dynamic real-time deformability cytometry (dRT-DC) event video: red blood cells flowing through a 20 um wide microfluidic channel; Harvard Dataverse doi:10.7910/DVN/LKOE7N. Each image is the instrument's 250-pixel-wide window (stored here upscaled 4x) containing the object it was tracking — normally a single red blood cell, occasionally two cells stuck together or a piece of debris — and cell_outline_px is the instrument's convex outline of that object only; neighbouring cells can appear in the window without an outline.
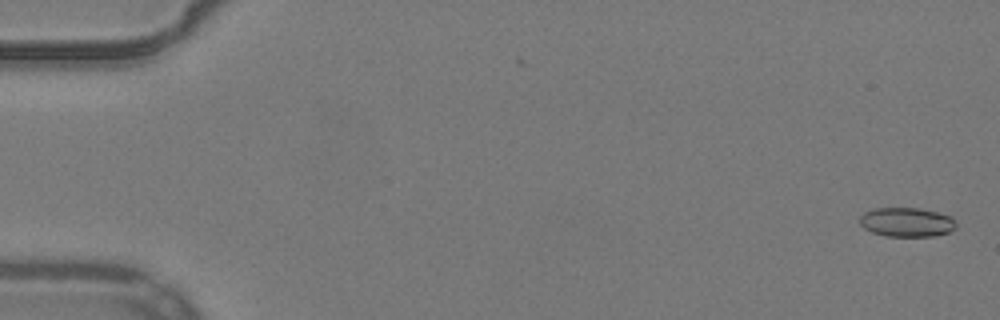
{"species": "common noctule bat (a hibernating species)", "species_latin": "Nyctalus noctula", "temperature_condition": "warm", "stored_images_in_passage": 22, "camera_frame_rate_fps": 3000, "um_per_image_px": 0.085, "animal": {"sex": "male", "body_mass_g": 19.2, "forearm_length_mm": 51.8}, "frame": {"image": 1, "passage_image": 2, "time_ms": 0.333, "image_size_px": [1000, 320], "cell_outline_px": [[956, 228], [948, 232], [936, 236], [888, 236], [872, 232], [864, 228], [860, 224], [860, 216], [864, 212], [872, 208], [920, 208], [952, 216], [956, 220]], "centroid_in_image_um": [77.08, 18.88], "position_along_channel_um": 7.9, "area_um2": 16.53}}
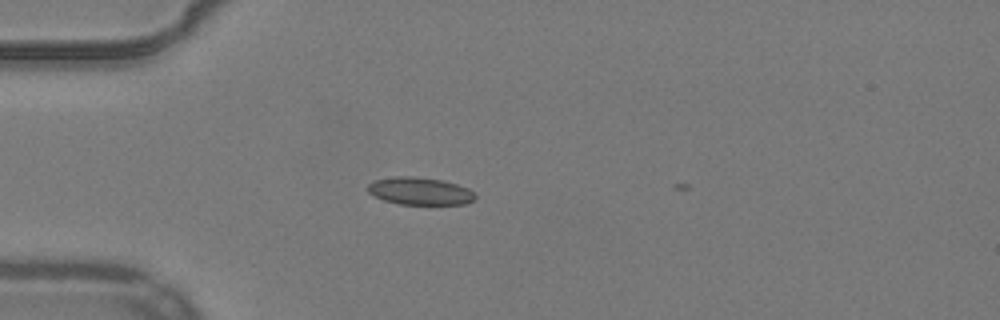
{"frame": {"image": 2, "passage_image": 16, "time_ms": 5.0, "image_size_px": [1000, 320], "cell_outline_px": [[476, 200], [468, 204], [396, 204], [384, 200], [368, 192], [368, 184], [376, 180], [392, 176], [412, 176], [444, 180], [468, 188], [476, 196]], "centroid_in_image_um": [35.72, 16.24], "position_along_channel_um": 49.3, "area_um2": 17.28}}
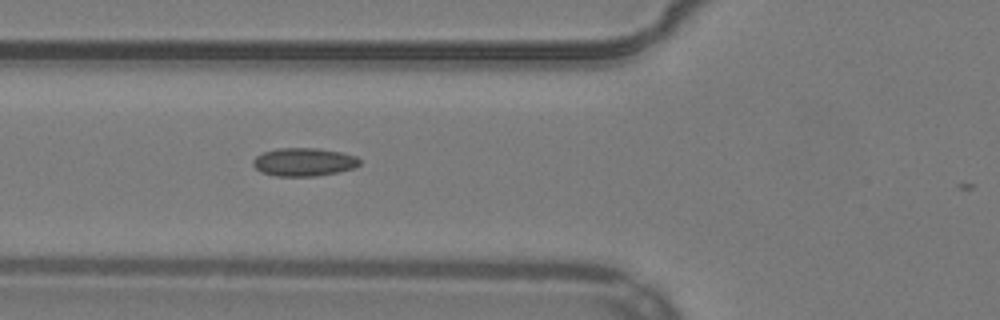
{"frame": {"image": 3, "passage_image": 21, "time_ms": 6.667, "image_size_px": [1000, 320], "cell_outline_px": [[360, 164], [356, 168], [340, 172], [316, 176], [276, 176], [260, 172], [252, 164], [252, 160], [256, 156], [264, 152], [276, 148], [316, 148], [340, 152], [356, 156], [360, 160]], "centroid_in_image_um": [25.83, 13.78], "position_along_channel_um": 100.0, "area_um2": 17.69}}